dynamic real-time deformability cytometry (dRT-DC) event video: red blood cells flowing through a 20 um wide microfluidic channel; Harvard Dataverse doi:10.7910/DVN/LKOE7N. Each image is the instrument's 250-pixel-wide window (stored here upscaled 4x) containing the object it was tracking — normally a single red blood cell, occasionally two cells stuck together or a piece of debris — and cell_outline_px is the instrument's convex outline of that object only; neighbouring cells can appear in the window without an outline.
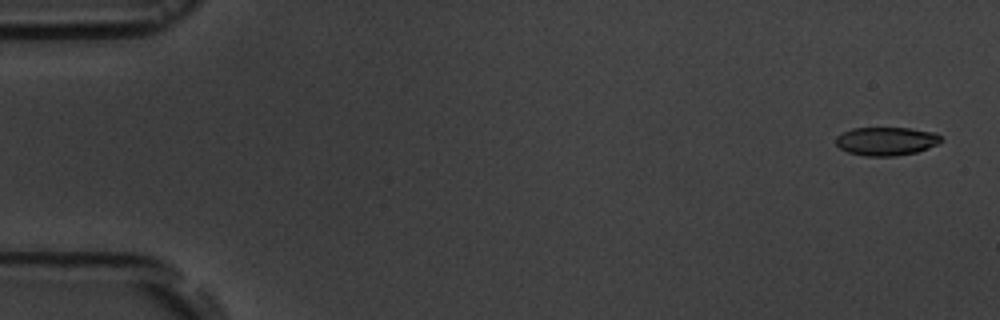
{"species": "common noctule bat (a hibernating species)", "species_latin": "Nyctalus noctula", "temperature_condition": "room temperature", "stored_images_in_passage": 5, "camera_frame_rate_fps": 3000, "um_per_image_px": 0.085, "animal": {"sex": "male", "body_mass_g": 19.5, "forearm_length_mm": 54.6}, "frame": {"image": 1, "passage_image": 1, "time_ms": 0.0, "image_size_px": [1000, 320], "cell_outline_px": [[944, 140], [940, 144], [916, 152], [896, 156], [864, 156], [848, 152], [840, 148], [836, 144], [836, 136], [852, 128], [908, 128], [936, 132]], "centroid_in_image_um": [75.37, 12.0], "position_along_channel_um": 9.6, "area_um2": 17.57}}
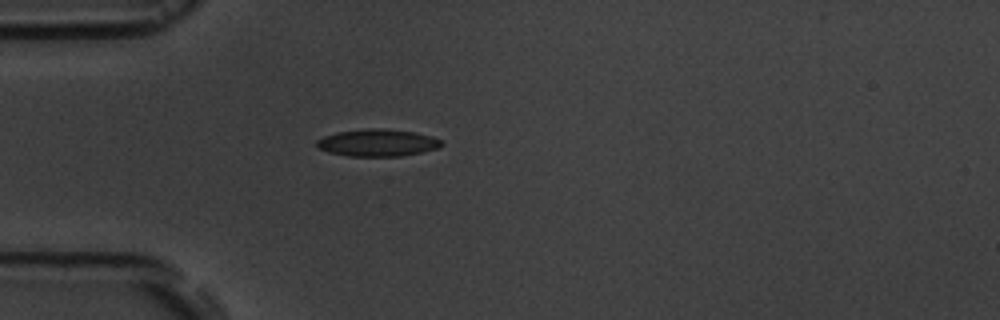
{"frame": {"image": 2, "passage_image": 5, "time_ms": 4.667, "image_size_px": [1000, 320], "cell_outline_px": [[444, 144], [440, 148], [400, 156], [348, 156], [328, 152], [320, 148], [316, 144], [316, 140], [324, 136], [336, 132], [368, 128], [384, 128], [416, 132], [432, 136], [440, 140]], "centroid_in_image_um": [32.11, 12.12], "position_along_channel_um": 52.9, "area_um2": 19.83}}